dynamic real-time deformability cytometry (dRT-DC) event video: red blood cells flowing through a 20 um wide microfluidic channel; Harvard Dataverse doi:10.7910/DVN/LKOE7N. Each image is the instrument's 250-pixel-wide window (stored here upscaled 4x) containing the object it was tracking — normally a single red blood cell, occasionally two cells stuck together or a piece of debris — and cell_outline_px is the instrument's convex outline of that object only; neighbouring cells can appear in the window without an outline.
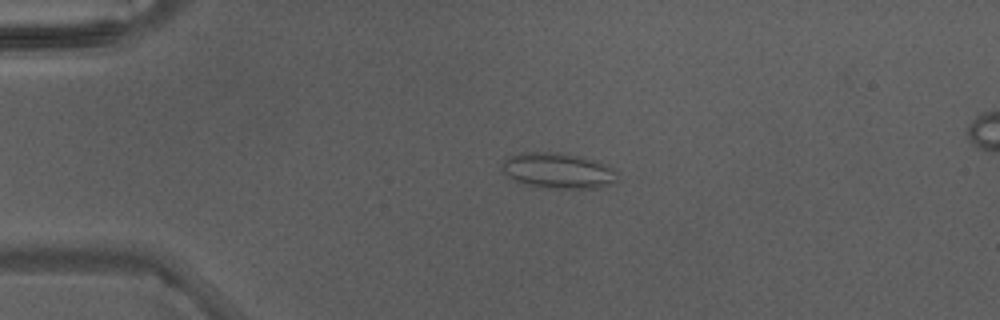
{"species": "Egyptian fruit bat (a non-hibernating species)", "species_latin": "Rousettus aegyptiacus", "temperature_condition": "warm", "stored_images_in_passage": 4, "camera_frame_rate_fps": 3000, "um_per_image_px": 0.085, "animal": {"sex": "male"}, "frame": {"image": 1, "passage_image": 2, "time_ms": 0.333, "image_size_px": [1000, 320], "cell_outline_px": [[616, 180], [596, 188], [548, 188], [528, 184], [516, 180], [508, 176], [500, 168], [500, 164], [508, 156], [524, 152], [552, 152], [580, 156], [596, 160], [616, 168]], "centroid_in_image_um": [47.42, 14.48], "position_along_channel_um": 37.6, "area_um2": 23.76}}